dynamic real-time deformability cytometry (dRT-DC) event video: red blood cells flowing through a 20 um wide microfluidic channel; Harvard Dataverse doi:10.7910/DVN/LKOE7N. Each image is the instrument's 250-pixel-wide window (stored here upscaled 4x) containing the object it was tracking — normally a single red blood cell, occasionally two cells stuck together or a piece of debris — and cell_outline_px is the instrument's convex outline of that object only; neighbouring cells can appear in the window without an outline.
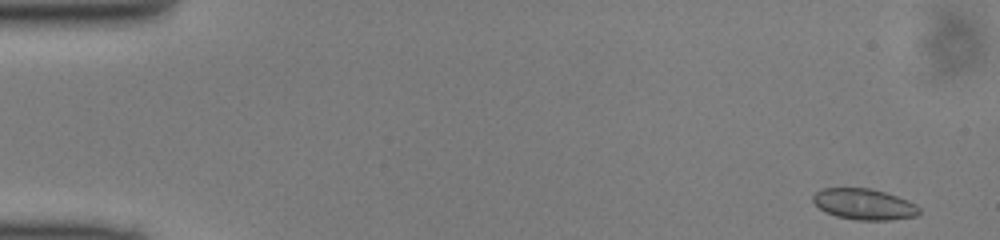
{"species": "common noctule bat (a hibernating species)", "species_latin": "Nyctalus noctula", "temperature_condition": "cold", "stored_images_in_passage": 47, "camera_frame_rate_fps": 3000, "um_per_image_px": 0.085, "animal": {"sex": "male", "body_mass_g": 13.0, "forearm_length_mm": 53.1}, "frame": {"image": 1, "passage_image": 1, "time_ms": 0.0, "image_size_px": [1000, 240], "cell_outline_px": [[920, 212], [916, 216], [892, 220], [856, 220], [836, 216], [824, 212], [812, 200], [812, 196], [816, 192], [824, 188], [868, 188], [884, 192], [908, 200], [916, 204], [920, 208]], "centroid_in_image_um": [73.45, 17.37], "position_along_channel_um": 11.5, "area_um2": 19.19}}
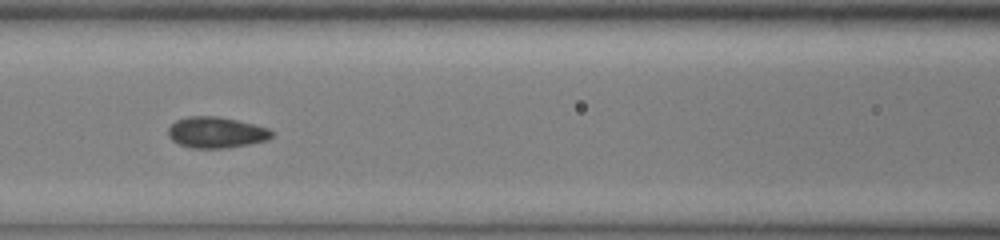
{"frame": {"image": 2, "passage_image": 20, "time_ms": 6.333, "image_size_px": [1000, 240], "cell_outline_px": [[272, 136], [268, 140], [228, 148], [192, 148], [180, 144], [172, 140], [168, 136], [168, 128], [176, 120], [188, 116], [216, 116], [236, 120], [268, 128], [272, 132]], "centroid_in_image_um": [18.35, 11.26], "position_along_channel_um": 148.2, "area_um2": 18.61}}
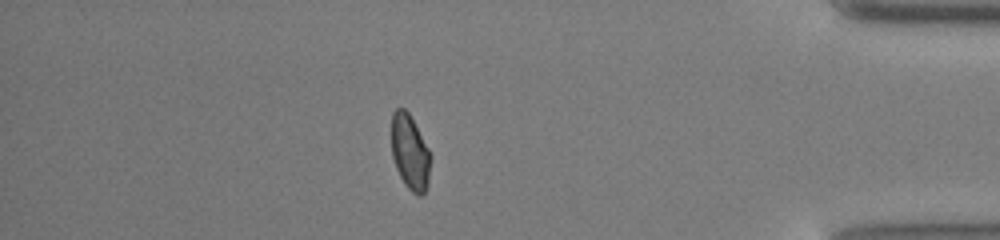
{"frame": {"image": 3, "passage_image": 41, "time_ms": 13.333, "image_size_px": [1000, 240], "cell_outline_px": [[432, 156], [428, 184], [424, 192], [420, 196], [416, 196], [404, 184], [396, 168], [392, 156], [392, 112], [396, 108], [404, 108], [408, 112], [428, 148]], "centroid_in_image_um": [34.86, 12.97], "position_along_channel_um": 400.3, "area_um2": 17.17}}